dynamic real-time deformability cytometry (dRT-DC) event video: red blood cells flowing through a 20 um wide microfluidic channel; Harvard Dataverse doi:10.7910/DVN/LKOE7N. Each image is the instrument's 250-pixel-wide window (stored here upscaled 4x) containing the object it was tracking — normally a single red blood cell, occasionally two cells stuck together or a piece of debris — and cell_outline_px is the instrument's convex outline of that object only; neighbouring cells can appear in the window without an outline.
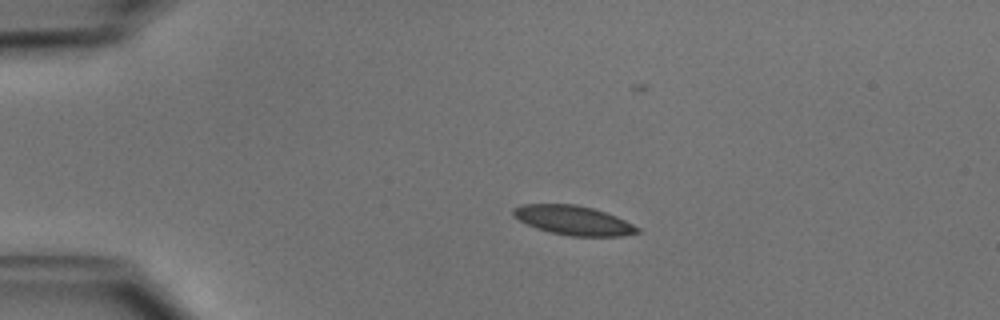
{"species": "common noctule bat (a hibernating species)", "species_latin": "Nyctalus noctula", "temperature_condition": "cold", "stored_images_in_passage": 41, "camera_frame_rate_fps": 3000, "um_per_image_px": 0.085, "animal": {"sex": "male", "body_mass_g": 15.6}, "frame": {"image": 1, "passage_image": 1, "time_ms": 0.0, "image_size_px": [1000, 320], "cell_outline_px": [[640, 232], [620, 236], [572, 236], [552, 232], [536, 228], [512, 216], [512, 208], [524, 204], [576, 204], [592, 208], [616, 216], [640, 228]], "centroid_in_image_um": [48.72, 18.72], "position_along_channel_um": 36.3, "area_um2": 20.98}}
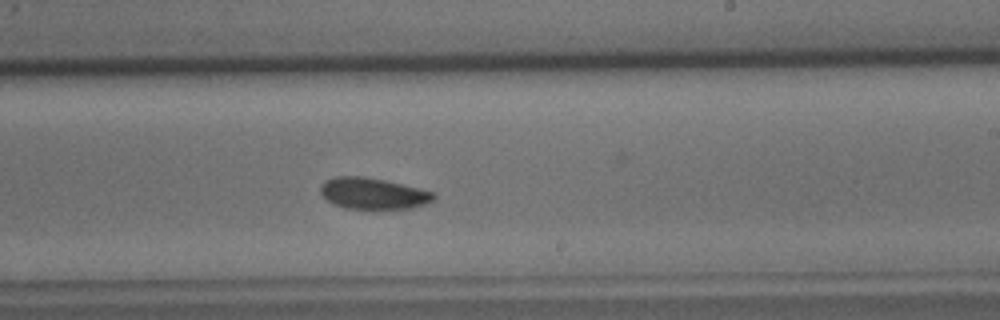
{"frame": {"image": 2, "passage_image": 21, "time_ms": 6.667, "image_size_px": [1000, 320], "cell_outline_px": [[436, 196], [432, 200], [424, 204], [412, 208], [344, 208], [328, 200], [320, 192], [320, 184], [324, 180], [336, 176], [364, 176], [384, 180], [432, 192]], "centroid_in_image_um": [31.65, 16.43], "position_along_channel_um": 257.3, "area_um2": 20.23}}
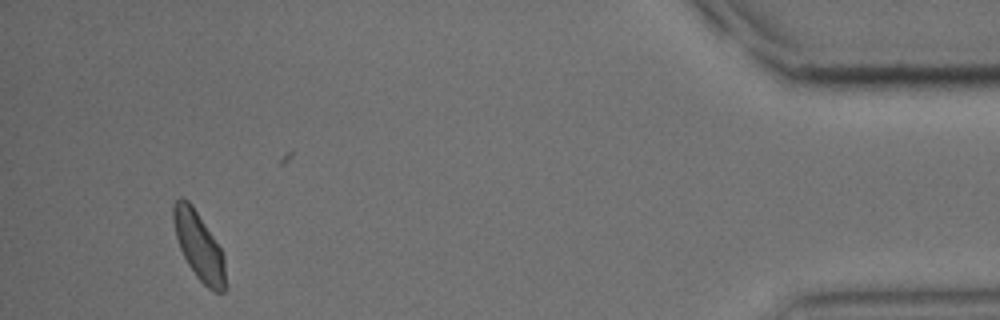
{"frame": {"image": 3, "passage_image": 38, "time_ms": 12.333, "image_size_px": [1000, 320], "cell_outline_px": [[228, 288], [224, 292], [216, 292], [208, 288], [196, 276], [188, 264], [180, 248], [176, 236], [172, 220], [172, 204], [180, 196], [184, 196], [192, 204], [220, 248], [224, 256]], "centroid_in_image_um": [16.92, 20.91], "position_along_channel_um": 418.3, "area_um2": 20.81}, "authors_computed_cell_mechanics": {"area_um2": 20.9814, "velocity_mm_per_s": 3.9764, "shape_relaxation_time_tau1_ms": 4.1187, "shape_relaxation_time_tau2_ms": 3.0455, "deformation_change_tau1": 0.0931, "deformation_change_tau2": 0.0624}}